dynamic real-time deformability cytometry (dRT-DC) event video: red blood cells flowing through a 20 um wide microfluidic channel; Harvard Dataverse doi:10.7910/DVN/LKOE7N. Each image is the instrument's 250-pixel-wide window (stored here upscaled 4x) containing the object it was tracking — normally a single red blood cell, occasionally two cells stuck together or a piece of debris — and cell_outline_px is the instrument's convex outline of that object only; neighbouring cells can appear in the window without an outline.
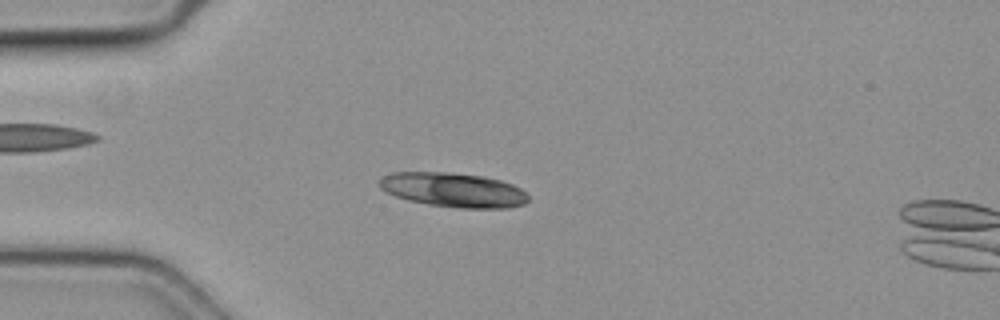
{"species": "common noctule bat (a hibernating species)", "species_latin": "Nyctalus noctula", "temperature_condition": "cold", "stored_images_in_passage": 55, "camera_frame_rate_fps": 3000, "um_per_image_px": 0.085, "animal": {"sex": "female", "body_mass_g": 19.3, "forearm_length_mm": 54.1}, "frame": {"image": 1, "passage_image": 15, "time_ms": 4.667, "image_size_px": [1000, 320], "cell_outline_px": [[528, 200], [524, 204], [508, 208], [460, 208], [428, 204], [408, 200], [396, 196], [380, 188], [380, 180], [384, 176], [392, 172], [448, 172], [484, 176], [500, 180], [512, 184], [520, 188], [528, 196]], "centroid_in_image_um": [38.55, 16.14], "position_along_channel_um": 46.4, "area_um2": 29.71}}